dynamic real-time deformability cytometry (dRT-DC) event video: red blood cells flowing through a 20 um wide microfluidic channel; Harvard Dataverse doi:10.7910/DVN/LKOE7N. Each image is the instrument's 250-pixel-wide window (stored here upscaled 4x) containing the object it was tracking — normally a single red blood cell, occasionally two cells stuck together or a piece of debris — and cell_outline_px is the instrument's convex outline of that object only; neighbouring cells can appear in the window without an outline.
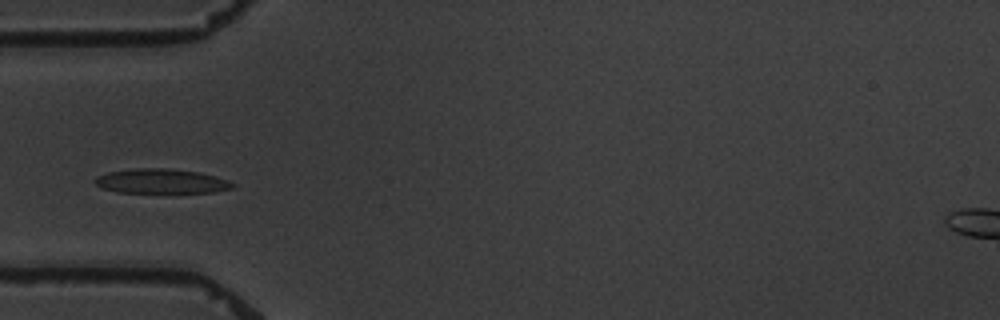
{"species": "common noctule bat (a hibernating species)", "species_latin": "Nyctalus noctula", "temperature_condition": "warm", "stored_images_in_passage": 4, "camera_frame_rate_fps": 3000, "um_per_image_px": 0.085, "animal": {"sex": "male", "body_mass_g": 19.5, "forearm_length_mm": 54.6}, "frame": {"image": 1, "passage_image": 2, "time_ms": 2.0, "image_size_px": [1000, 320], "cell_outline_px": [[236, 184], [232, 188], [216, 192], [172, 196], [168, 196], [116, 192], [104, 188], [96, 184], [96, 176], [108, 172], [136, 168], [168, 168], [196, 172], [216, 176], [228, 180]], "centroid_in_image_um": [13.77, 15.47], "position_along_channel_um": 71.2, "area_um2": 20.98}}
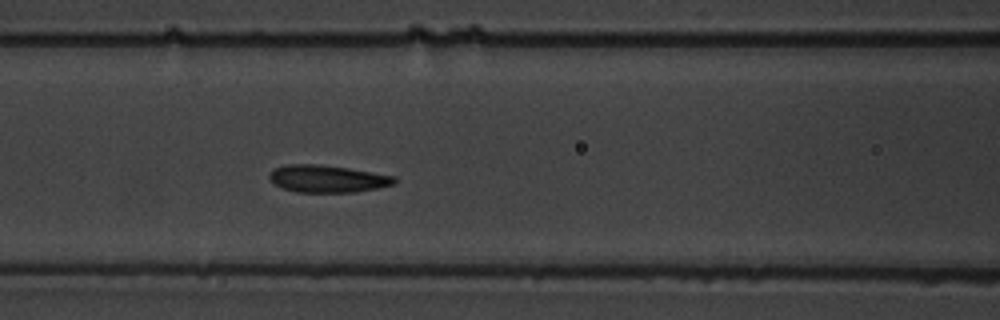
{"frame": {"image": 2, "passage_image": 4, "time_ms": 4.0, "image_size_px": [1000, 320], "cell_outline_px": [[396, 184], [376, 188], [352, 192], [296, 192], [284, 188], [276, 184], [268, 176], [268, 172], [272, 168], [288, 164], [316, 164], [348, 168], [396, 176]], "centroid_in_image_um": [27.82, 15.18], "position_along_channel_um": 138.8, "area_um2": 19.83}}